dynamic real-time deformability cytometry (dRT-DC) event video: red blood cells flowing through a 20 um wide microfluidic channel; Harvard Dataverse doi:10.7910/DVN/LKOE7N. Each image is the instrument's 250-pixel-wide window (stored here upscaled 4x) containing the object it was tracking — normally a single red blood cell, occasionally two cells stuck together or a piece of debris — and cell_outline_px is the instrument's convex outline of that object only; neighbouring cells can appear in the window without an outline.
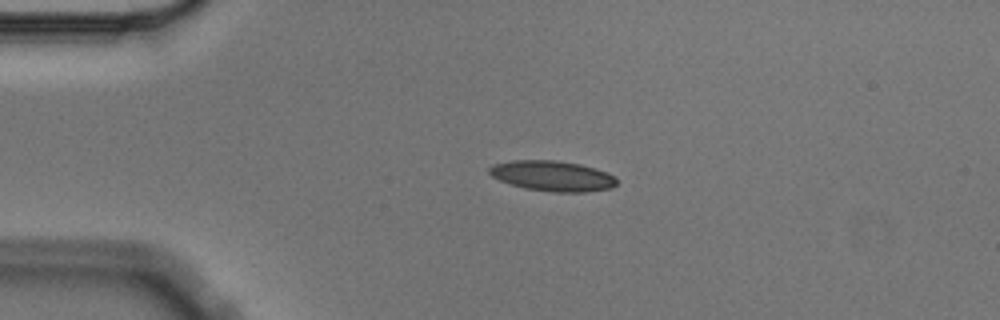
{"species": "Egyptian fruit bat (a non-hibernating species)", "species_latin": "Rousettus aegyptiacus", "temperature_condition": "cold", "stored_images_in_passage": 4, "camera_frame_rate_fps": 3000, "um_per_image_px": 0.085, "animal": {"sex": "male"}, "frame": {"image": 1, "passage_image": 3, "time_ms": 0.667, "image_size_px": [1000, 320], "cell_outline_px": [[616, 184], [612, 188], [584, 192], [552, 192], [524, 188], [500, 180], [492, 176], [488, 172], [488, 168], [492, 164], [512, 160], [556, 160], [580, 164], [596, 168], [608, 172], [616, 176]], "centroid_in_image_um": [46.97, 14.95], "position_along_channel_um": 38.0, "area_um2": 22.72}}